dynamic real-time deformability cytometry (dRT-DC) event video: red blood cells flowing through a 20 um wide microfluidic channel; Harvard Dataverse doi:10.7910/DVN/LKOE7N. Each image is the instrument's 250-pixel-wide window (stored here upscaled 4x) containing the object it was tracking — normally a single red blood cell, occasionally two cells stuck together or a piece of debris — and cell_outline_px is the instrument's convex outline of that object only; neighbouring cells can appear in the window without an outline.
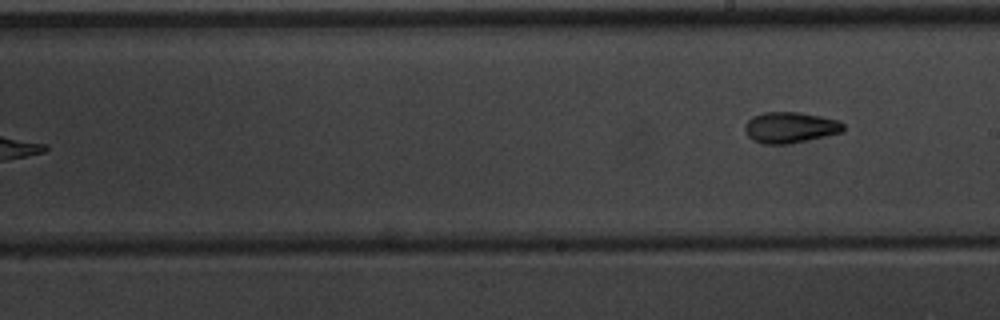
{"species": "common noctule bat (a hibernating species)", "species_latin": "Nyctalus noctula", "temperature_condition": "warm", "stored_images_in_passage": 9, "segment_of_instrument_passage": [2, 2], "camera_frame_rate_fps": 3000, "um_per_image_px": 0.085, "animal": {"sex": "male", "body_mass_g": 20.1, "forearm_length_mm": 53.5}, "frame": {"image": 1, "passage_image": 9, "time_ms": 9.333, "image_size_px": [1000, 320], "cell_outline_px": [[844, 132], [788, 144], [764, 144], [752, 140], [748, 136], [744, 128], [748, 120], [752, 116], [764, 112], [800, 112], [840, 120], [844, 124]], "centroid_in_image_um": [67.18, 10.83], "position_along_channel_um": 221.8, "area_um2": 17.86}}